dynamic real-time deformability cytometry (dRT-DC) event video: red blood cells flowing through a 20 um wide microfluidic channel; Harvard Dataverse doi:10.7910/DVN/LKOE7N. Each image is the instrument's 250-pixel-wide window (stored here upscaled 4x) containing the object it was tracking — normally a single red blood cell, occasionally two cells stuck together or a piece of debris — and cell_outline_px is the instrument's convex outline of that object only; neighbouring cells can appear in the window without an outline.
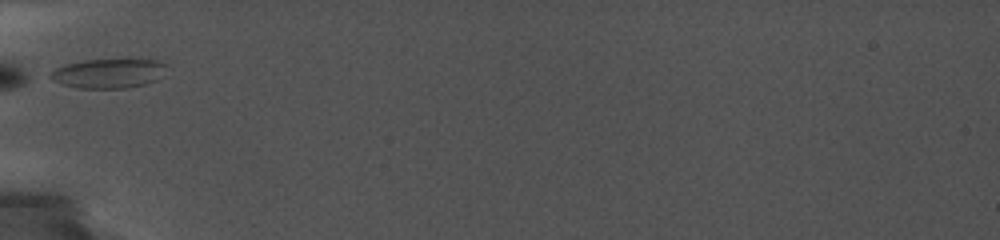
{"species": "common noctule bat (a hibernating species)", "species_latin": "Nyctalus noctula", "temperature_condition": "cold", "stored_images_in_passage": 20, "camera_frame_rate_fps": 5000, "um_per_image_px": 0.085, "animal": {"sex": "female", "body_mass_g": 19.0, "forearm_length_mm": 56.7}, "frame": {"image": 1, "passage_image": 1, "time_ms": 0.0, "image_size_px": [1000, 240], "cell_outline_px": [[168, 64], [156, 80], [144, 84], [128, 88], [76, 88], [60, 84], [52, 80], [52, 72], [56, 68], [68, 64], [84, 60], [128, 56], [156, 60]], "centroid_in_image_um": [9.27, 6.19], "position_along_channel_um": 75.7, "area_um2": 20.58}}
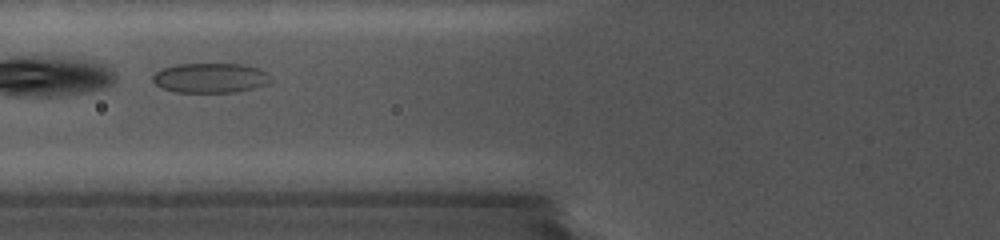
{"frame": {"image": 2, "passage_image": 4, "time_ms": 1.0, "image_size_px": [1000, 240], "cell_outline_px": [[272, 80], [268, 84], [236, 92], [176, 92], [164, 88], [156, 84], [152, 80], [152, 76], [160, 68], [176, 64], [240, 64], [260, 68], [268, 72], [272, 76]], "centroid_in_image_um": [17.91, 6.61], "position_along_channel_um": 107.9, "area_um2": 20.63}}
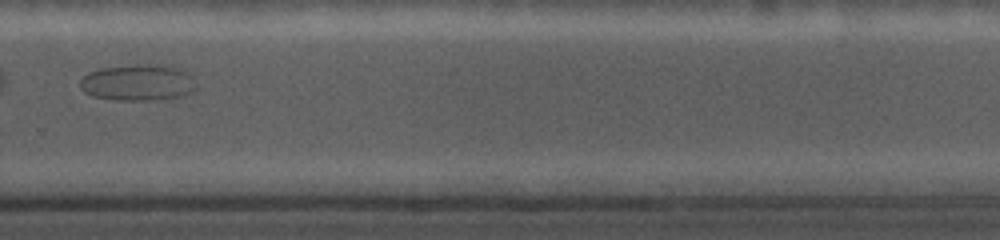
{"frame": {"image": 3, "passage_image": 17, "time_ms": 7.4, "image_size_px": [1000, 240], "cell_outline_px": [[196, 88], [192, 92], [180, 96], [156, 100], [116, 100], [92, 96], [84, 92], [80, 88], [80, 80], [88, 72], [100, 68], [136, 64], [164, 64], [180, 68], [188, 72], [196, 84]], "centroid_in_image_um": [11.73, 7.0], "position_along_channel_um": 318.1, "area_um2": 24.91}}